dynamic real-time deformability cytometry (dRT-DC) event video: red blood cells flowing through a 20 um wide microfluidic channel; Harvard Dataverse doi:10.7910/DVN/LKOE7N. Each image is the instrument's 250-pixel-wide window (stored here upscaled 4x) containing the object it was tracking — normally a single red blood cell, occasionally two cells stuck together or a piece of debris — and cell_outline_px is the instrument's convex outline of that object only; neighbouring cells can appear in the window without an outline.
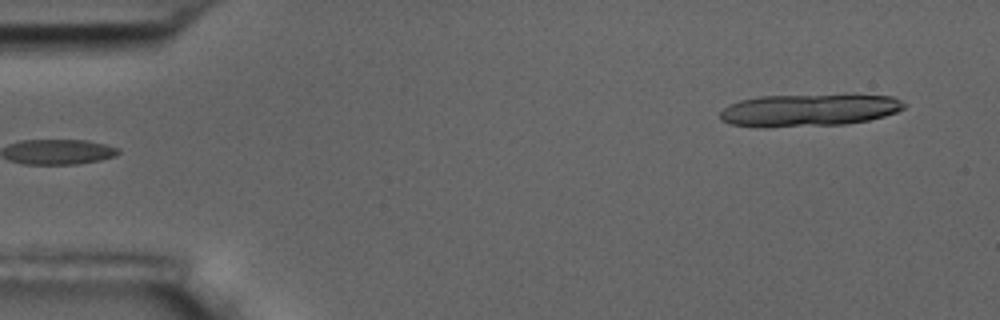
{"species": "common noctule bat (a hibernating species)", "species_latin": "Nyctalus noctula", "temperature_condition": "room temperature", "stored_images_in_passage": 4, "segment_of_instrument_passage": [2, 2], "camera_frame_rate_fps": 3000, "um_per_image_px": 0.085, "animal": {"sex": "male", "body_mass_g": 17.5, "forearm_length_mm": 52.3}, "frame": {"image": 1, "passage_image": 4, "time_ms": 4.333, "image_size_px": [1000, 320], "cell_outline_px": [[904, 108], [896, 112], [884, 116], [868, 120], [844, 124], [764, 128], [756, 128], [732, 124], [720, 120], [720, 112], [728, 104], [740, 100], [760, 96], [892, 96], [900, 100], [904, 104]], "centroid_in_image_um": [68.65, 9.39], "position_along_channel_um": 16.3, "area_um2": 34.28}}